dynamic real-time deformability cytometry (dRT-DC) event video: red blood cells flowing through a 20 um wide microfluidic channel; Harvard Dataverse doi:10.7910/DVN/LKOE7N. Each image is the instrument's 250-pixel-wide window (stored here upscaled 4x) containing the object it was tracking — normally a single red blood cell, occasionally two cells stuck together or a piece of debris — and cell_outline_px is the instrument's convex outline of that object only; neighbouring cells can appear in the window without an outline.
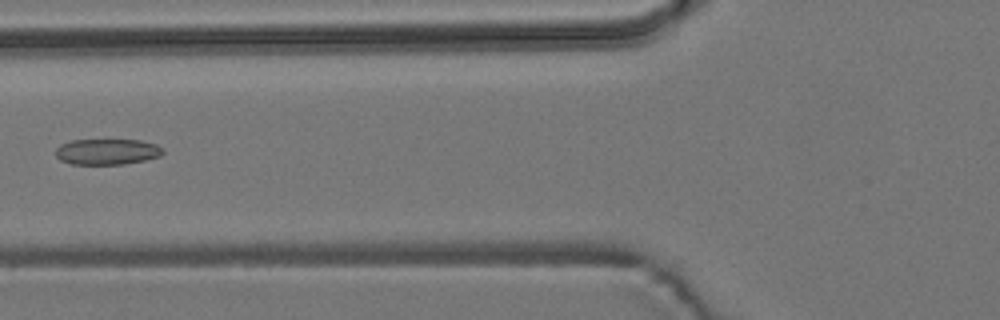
{"species": "common noctule bat (a hibernating species)", "species_latin": "Nyctalus noctula", "temperature_condition": "room temperature", "stored_images_in_passage": 6, "camera_frame_rate_fps": 3000, "um_per_image_px": 0.085, "animal": {"sex": "male", "body_mass_g": 19.2, "forearm_length_mm": 51.8}, "frame": {"image": 1, "passage_image": 6, "time_ms": 6.667, "image_size_px": [1000, 320], "cell_outline_px": [[164, 152], [160, 156], [144, 160], [124, 164], [72, 164], [60, 160], [56, 156], [56, 148], [60, 144], [72, 140], [140, 140], [156, 144], [164, 148]], "centroid_in_image_um": [9.11, 12.89], "position_along_channel_um": 116.7, "area_um2": 16.18}}